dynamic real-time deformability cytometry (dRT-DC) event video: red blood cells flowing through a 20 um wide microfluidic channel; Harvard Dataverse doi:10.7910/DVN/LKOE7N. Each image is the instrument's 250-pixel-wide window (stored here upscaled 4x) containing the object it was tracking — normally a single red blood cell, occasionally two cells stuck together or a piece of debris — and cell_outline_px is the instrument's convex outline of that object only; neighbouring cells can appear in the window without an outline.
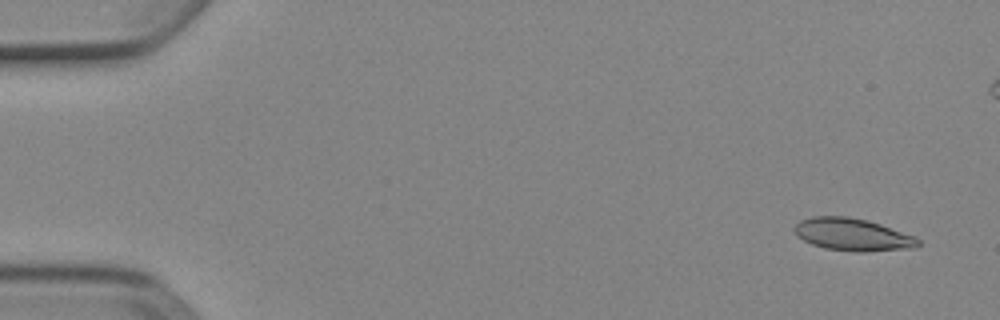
{"species": "Egyptian fruit bat (a non-hibernating species)", "species_latin": "Rousettus aegyptiacus", "temperature_condition": "cold", "stored_images_in_passage": 7, "camera_frame_rate_fps": 3000, "um_per_image_px": 0.085, "animal": {"sex": "female"}, "frame": {"image": 1, "passage_image": 1, "time_ms": 0.0, "image_size_px": [1000, 320], "cell_outline_px": [[920, 244], [916, 248], [864, 252], [856, 252], [824, 248], [812, 244], [796, 236], [792, 228], [800, 220], [812, 216], [848, 216], [868, 220], [916, 236], [920, 240]], "centroid_in_image_um": [72.47, 19.94], "position_along_channel_um": 12.5, "area_um2": 23.7}}
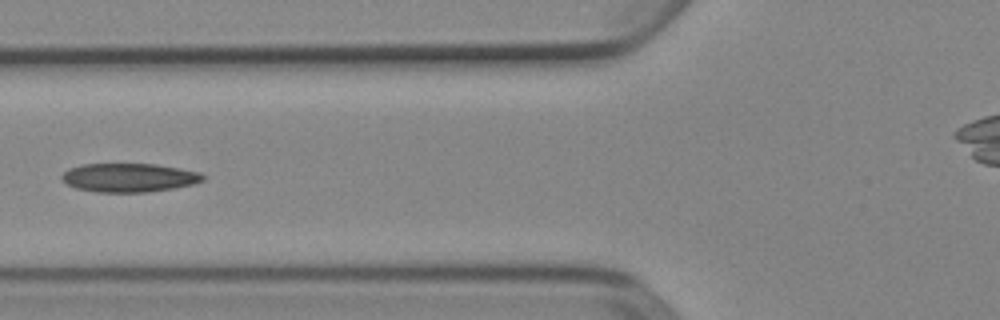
{"frame": {"image": 2, "passage_image": 6, "time_ms": 1.667, "image_size_px": [1000, 320], "cell_outline_px": [[204, 180], [192, 184], [172, 188], [148, 192], [96, 192], [76, 188], [68, 184], [60, 176], [68, 168], [84, 164], [156, 164], [180, 168], [200, 172], [204, 176]], "centroid_in_image_um": [10.97, 15.09], "position_along_channel_um": 114.8, "area_um2": 23.52}}
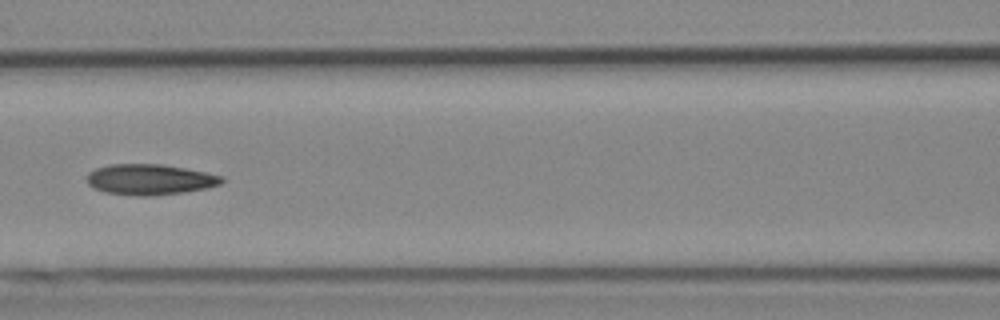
{"frame": {"image": 3, "passage_image": 7, "time_ms": 2.0, "image_size_px": [1000, 320], "cell_outline_px": [[224, 180], [220, 184], [204, 188], [184, 192], [148, 196], [140, 196], [104, 192], [92, 188], [88, 184], [88, 172], [96, 168], [108, 164], [160, 164], [184, 168], [224, 176]], "centroid_in_image_um": [12.7, 15.25], "position_along_channel_um": 153.9, "area_um2": 23.99}}